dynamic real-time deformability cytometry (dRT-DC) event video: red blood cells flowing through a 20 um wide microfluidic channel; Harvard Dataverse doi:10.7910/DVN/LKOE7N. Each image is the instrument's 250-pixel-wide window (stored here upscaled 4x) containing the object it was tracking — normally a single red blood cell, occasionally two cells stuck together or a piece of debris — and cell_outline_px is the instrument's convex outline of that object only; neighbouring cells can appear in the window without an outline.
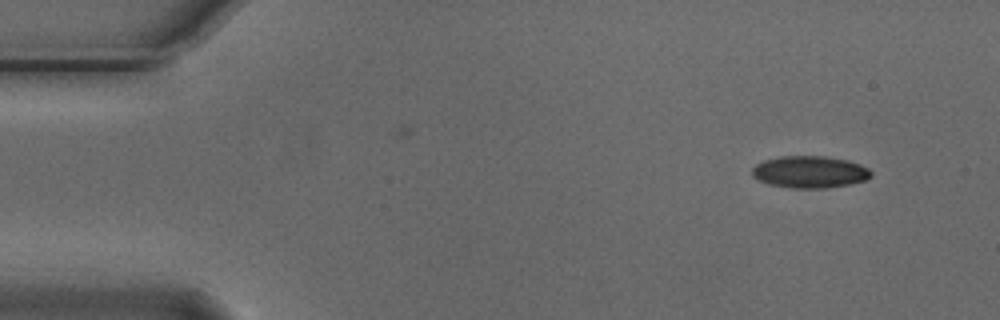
{"species": "Egyptian fruit bat (a non-hibernating species)", "species_latin": "Rousettus aegyptiacus", "temperature_condition": "cold", "stored_images_in_passage": 4, "camera_frame_rate_fps": 3000, "um_per_image_px": 0.085, "animal": {"sex": "male"}, "frame": {"image": 1, "passage_image": 1, "time_ms": 0.0, "image_size_px": [1000, 320], "cell_outline_px": [[872, 176], [864, 180], [848, 184], [824, 188], [788, 188], [768, 184], [752, 176], [752, 168], [756, 164], [764, 160], [780, 156], [824, 156], [848, 160], [860, 164], [868, 168], [872, 172]], "centroid_in_image_um": [68.81, 14.61], "position_along_channel_um": 16.2, "area_um2": 22.2}}
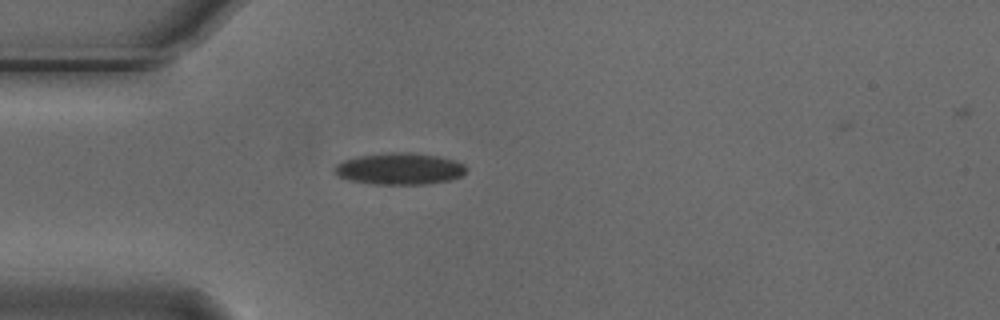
{"frame": {"image": 2, "passage_image": 3, "time_ms": 0.667, "image_size_px": [1000, 320], "cell_outline_px": [[468, 168], [460, 176], [452, 180], [428, 184], [376, 184], [352, 180], [336, 176], [332, 168], [336, 164], [344, 160], [360, 156], [392, 152], [408, 152], [440, 156], [456, 160], [464, 164]], "centroid_in_image_um": [33.99, 14.34], "position_along_channel_um": 51.0, "area_um2": 24.39}}